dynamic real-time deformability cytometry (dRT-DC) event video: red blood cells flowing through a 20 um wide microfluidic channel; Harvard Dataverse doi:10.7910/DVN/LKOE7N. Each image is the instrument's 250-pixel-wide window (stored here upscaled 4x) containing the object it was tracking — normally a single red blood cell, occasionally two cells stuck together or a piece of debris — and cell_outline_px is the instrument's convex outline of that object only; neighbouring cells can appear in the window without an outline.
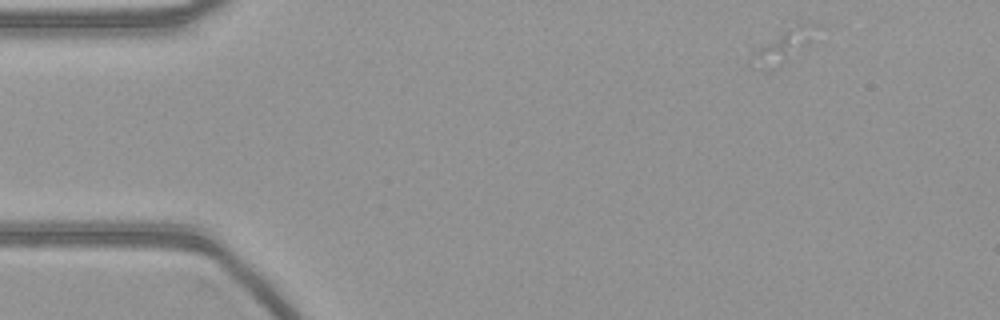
{"species": "common noctule bat (a hibernating species)", "species_latin": "Nyctalus noctula", "temperature_condition": "warm", "stored_images_in_passage": 8, "camera_frame_rate_fps": 3000, "um_per_image_px": 0.085, "animal": {"sex": "female", "body_mass_g": 21.9}, "frame": {"image": 1, "passage_image": 1, "time_ms": 0.0, "image_size_px": [1000, 320], "cell_outline_px": [[824, 28], [816, 44], [772, 68], [764, 68], [760, 64], [752, 52], [796, 20], [800, 20], [820, 24]], "centroid_in_image_um": [67.01, 3.68], "position_along_channel_um": 18.0, "area_um2": 13.12}}